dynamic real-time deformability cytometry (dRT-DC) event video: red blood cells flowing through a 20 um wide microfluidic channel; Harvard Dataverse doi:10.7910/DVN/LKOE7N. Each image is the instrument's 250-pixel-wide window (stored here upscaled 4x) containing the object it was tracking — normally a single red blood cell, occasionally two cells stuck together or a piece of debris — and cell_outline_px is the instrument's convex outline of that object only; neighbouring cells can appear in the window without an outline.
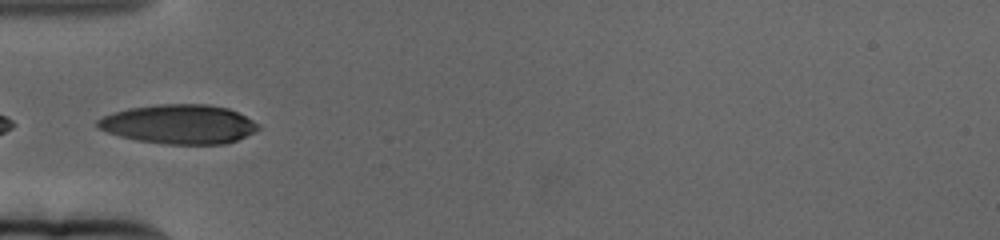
{"species": "human", "species_latin": "Homo sapiens", "temperature_condition": "cold", "stored_images_in_passage": 8, "camera_frame_rate_fps": 3000, "um_per_image_px": 0.085, "donor": {"sex": "female"}, "frame": {"image": 1, "passage_image": 1, "time_ms": 0.0, "image_size_px": [1000, 240], "cell_outline_px": [[260, 128], [236, 140], [224, 144], [164, 144], [136, 140], [120, 136], [108, 132], [100, 128], [96, 124], [96, 120], [104, 116], [128, 108], [156, 104], [208, 104], [228, 108], [260, 124]], "centroid_in_image_um": [15.21, 10.55], "position_along_channel_um": 69.8, "area_um2": 36.53}}
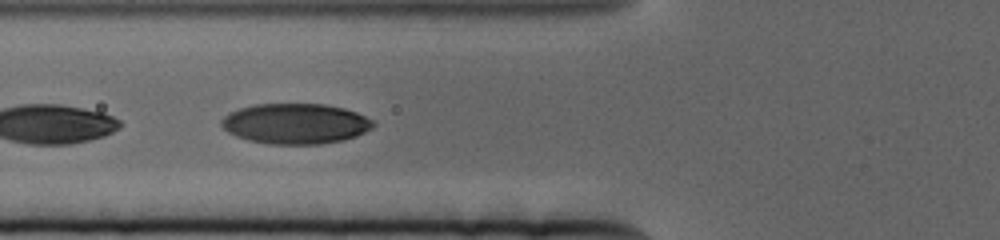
{"frame": {"image": 2, "passage_image": 4, "time_ms": 1.0, "image_size_px": [1000, 240], "cell_outline_px": [[376, 124], [372, 128], [356, 136], [344, 140], [320, 144], [268, 144], [248, 140], [236, 136], [228, 132], [220, 124], [220, 120], [228, 112], [240, 108], [256, 104], [324, 104], [344, 108], [356, 112], [372, 120]], "centroid_in_image_um": [25.1, 10.51], "position_along_channel_um": 100.7, "area_um2": 35.84}}